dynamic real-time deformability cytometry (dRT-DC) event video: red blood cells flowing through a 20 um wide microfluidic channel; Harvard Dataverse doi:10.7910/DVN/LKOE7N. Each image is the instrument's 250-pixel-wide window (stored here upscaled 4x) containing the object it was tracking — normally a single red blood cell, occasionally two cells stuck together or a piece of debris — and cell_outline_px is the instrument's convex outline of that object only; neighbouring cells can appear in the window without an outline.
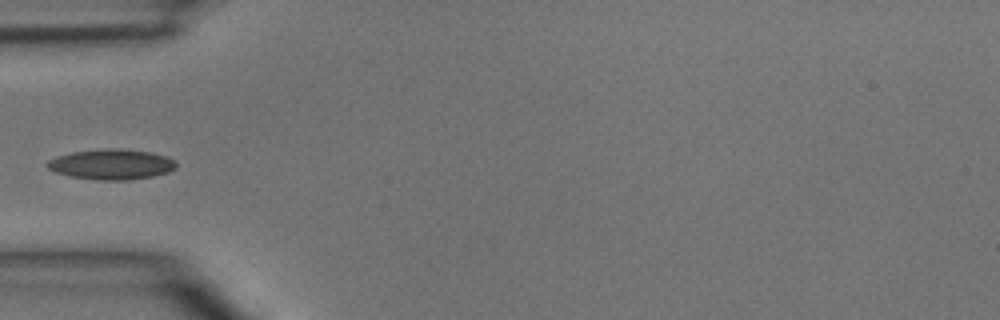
{"species": "common noctule bat (a hibernating species)", "species_latin": "Nyctalus noctula", "temperature_condition": "room temperature", "stored_images_in_passage": 33, "camera_frame_rate_fps": 3000, "um_per_image_px": 0.085, "animal": {"sex": "male", "body_mass_g": 15.6}, "frame": {"image": 1, "passage_image": 1, "time_ms": 0.0, "image_size_px": [1000, 320], "cell_outline_px": [[176, 168], [168, 172], [152, 176], [128, 180], [100, 180], [68, 176], [56, 172], [48, 168], [44, 164], [48, 160], [56, 156], [72, 152], [108, 148], [120, 148], [148, 152], [164, 156], [176, 160]], "centroid_in_image_um": [9.45, 13.97], "position_along_channel_um": 75.6, "area_um2": 22.77}}
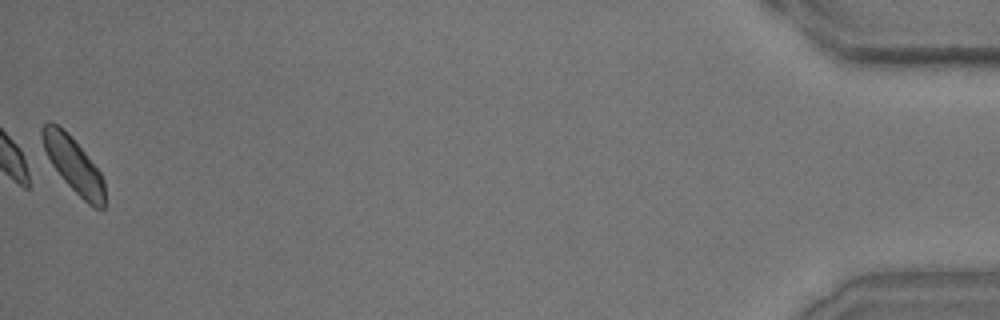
{"frame": {"image": 2, "passage_image": 33, "time_ms": 10.667, "image_size_px": [1000, 320], "cell_outline_px": [[104, 208], [96, 208], [88, 204], [64, 180], [52, 164], [44, 148], [40, 136], [40, 128], [48, 120], [56, 124], [84, 152], [100, 172], [104, 180]], "centroid_in_image_um": [6.23, 14.01], "position_along_channel_um": 429.0, "area_um2": 19.31}}